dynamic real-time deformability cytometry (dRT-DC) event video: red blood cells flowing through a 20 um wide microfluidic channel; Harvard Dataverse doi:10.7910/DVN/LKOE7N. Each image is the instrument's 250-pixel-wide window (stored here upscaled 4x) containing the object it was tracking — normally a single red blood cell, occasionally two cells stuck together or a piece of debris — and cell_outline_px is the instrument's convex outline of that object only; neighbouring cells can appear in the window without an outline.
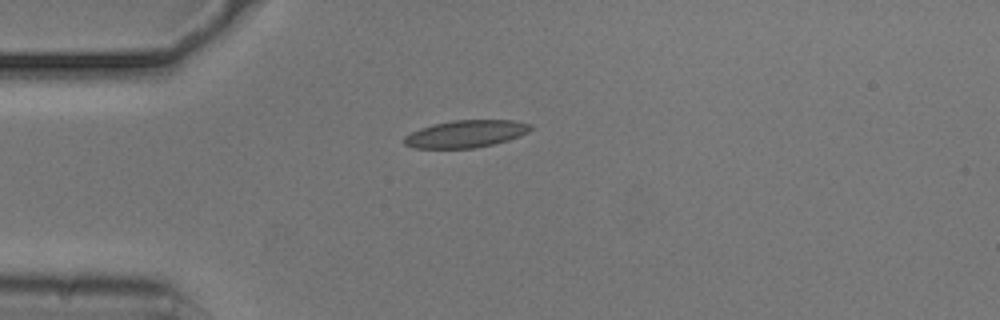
{"species": "common noctule bat (a hibernating species)", "species_latin": "Nyctalus noctula", "temperature_condition": "cold", "stored_images_in_passage": 41, "camera_frame_rate_fps": 3000, "um_per_image_px": 0.085, "animal": {"sex": "male", "body_mass_g": 20.5, "forearm_length_mm": 52.5}, "frame": {"image": 1, "passage_image": 1, "time_ms": 0.0, "image_size_px": [1000, 320], "cell_outline_px": [[532, 128], [528, 132], [520, 136], [508, 140], [476, 148], [416, 148], [404, 144], [404, 136], [420, 128], [432, 124], [452, 120], [516, 120], [532, 124]], "centroid_in_image_um": [39.62, 11.37], "position_along_channel_um": 45.4, "area_um2": 20.17}}
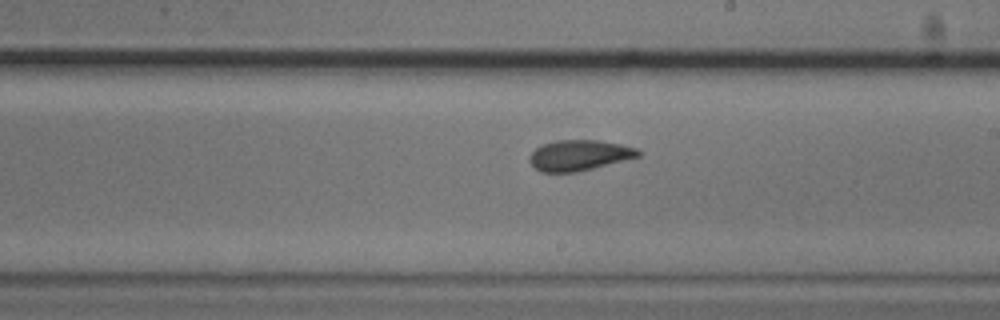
{"frame": {"image": 2, "passage_image": 18, "time_ms": 5.667, "image_size_px": [1000, 320], "cell_outline_px": [[640, 156], [576, 172], [540, 172], [528, 160], [528, 156], [536, 148], [544, 144], [556, 140], [596, 140], [620, 144], [636, 148], [640, 152]], "centroid_in_image_um": [49.2, 13.19], "position_along_channel_um": 239.8, "area_um2": 19.13}}
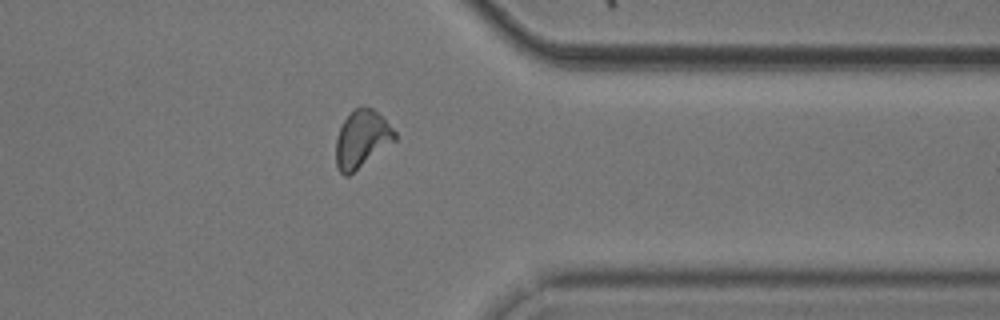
{"frame": {"image": 3, "passage_image": 30, "time_ms": 9.667, "image_size_px": [1000, 320], "cell_outline_px": [[396, 140], [348, 176], [344, 176], [340, 172], [336, 164], [336, 140], [340, 128], [344, 120], [360, 104], [364, 104], [372, 108], [396, 132]], "centroid_in_image_um": [30.74, 11.81], "position_along_channel_um": 380.7, "area_um2": 19.42}, "authors_computed_cell_mechanics": {"area_um2": 19.1896, "velocity_mm_per_s": 3.7259, "shape_relaxation_time_tau1_ms": null, "shape_relaxation_time_tau2_ms": 3.3384, "deformation_change_tau1": null, "deformation_change_tau2": 0.0808}}